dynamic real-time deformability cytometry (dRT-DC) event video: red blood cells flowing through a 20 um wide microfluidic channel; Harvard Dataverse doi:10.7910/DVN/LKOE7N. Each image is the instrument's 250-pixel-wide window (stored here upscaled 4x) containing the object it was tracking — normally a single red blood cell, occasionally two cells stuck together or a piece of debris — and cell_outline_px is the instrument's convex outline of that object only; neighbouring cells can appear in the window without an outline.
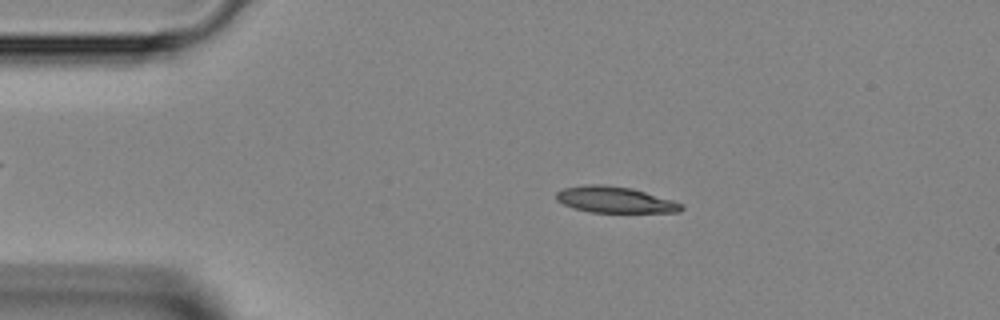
{"species": "Egyptian fruit bat (a non-hibernating species)", "species_latin": "Rousettus aegyptiacus", "temperature_condition": "room temperature", "stored_images_in_passage": 42, "camera_frame_rate_fps": 3000, "um_per_image_px": 0.085, "animal": {"sex": "female"}, "frame": {"image": 1, "passage_image": 6, "time_ms": 1.667, "image_size_px": [1000, 320], "cell_outline_px": [[684, 208], [680, 212], [592, 212], [576, 208], [564, 204], [556, 200], [556, 192], [564, 188], [588, 184], [604, 184], [632, 188], [672, 200], [680, 204]], "centroid_in_image_um": [52.25, 16.97], "position_along_channel_um": 32.7, "area_um2": 18.84}}
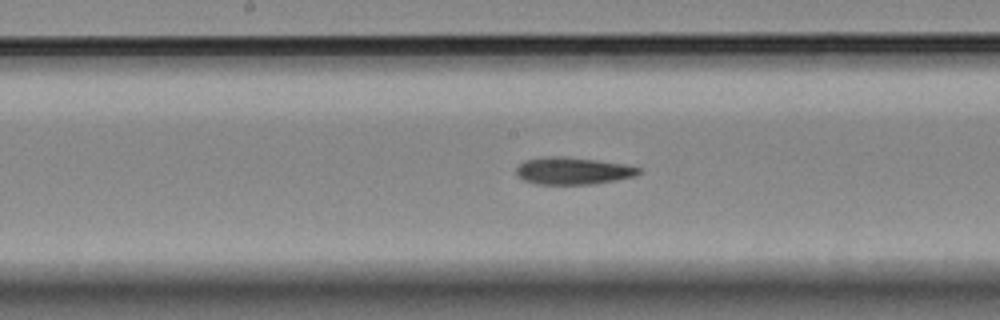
{"frame": {"image": 2, "passage_image": 20, "time_ms": 6.333, "image_size_px": [1000, 320], "cell_outline_px": [[640, 172], [636, 176], [616, 180], [592, 184], [536, 184], [524, 180], [516, 176], [516, 168], [524, 160], [540, 156], [564, 156], [596, 160], [624, 164], [640, 168]], "centroid_in_image_um": [48.65, 14.51], "position_along_channel_um": 199.5, "area_um2": 19.54}}
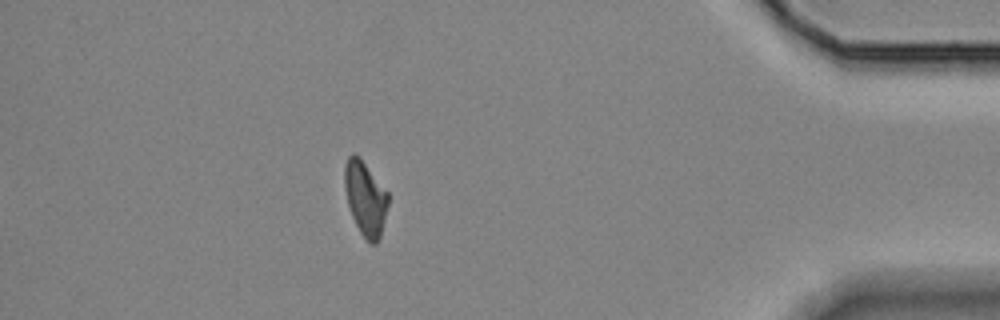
{"frame": {"image": 3, "passage_image": 37, "time_ms": 12.0, "image_size_px": [1000, 320], "cell_outline_px": [[388, 204], [380, 236], [376, 244], [372, 244], [360, 232], [352, 216], [348, 204], [344, 188], [344, 164], [348, 156], [352, 152], [360, 156], [388, 192]], "centroid_in_image_um": [31.03, 16.79], "position_along_channel_um": 404.2, "area_um2": 18.84}}